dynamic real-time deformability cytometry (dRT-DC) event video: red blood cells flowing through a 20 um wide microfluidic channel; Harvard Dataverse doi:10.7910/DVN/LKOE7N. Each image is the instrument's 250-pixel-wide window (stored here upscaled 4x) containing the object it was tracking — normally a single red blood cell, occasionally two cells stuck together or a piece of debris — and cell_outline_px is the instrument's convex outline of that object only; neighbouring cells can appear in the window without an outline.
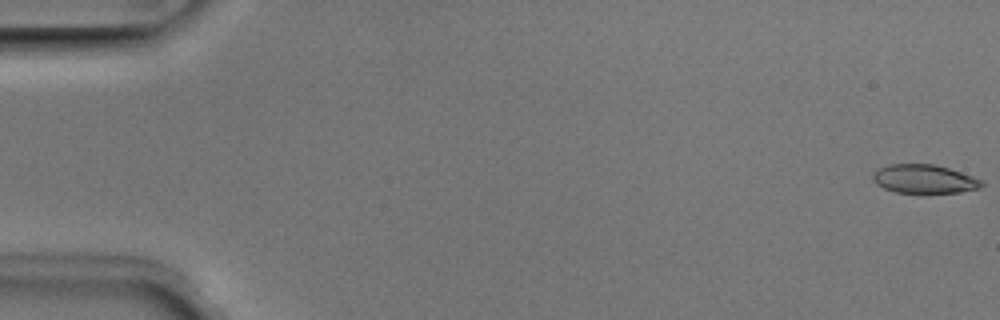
{"species": "Egyptian fruit bat (a non-hibernating species)", "species_latin": "Rousettus aegyptiacus", "temperature_condition": "room temperature", "stored_images_in_passage": 51, "camera_frame_rate_fps": 3000, "um_per_image_px": 0.085, "animal": {"sex": "male"}, "frame": {"image": 1, "passage_image": 1, "time_ms": 0.0, "image_size_px": [1000, 320], "cell_outline_px": [[984, 184], [980, 188], [960, 192], [896, 192], [884, 188], [876, 184], [872, 180], [872, 172], [888, 164], [932, 164], [948, 168], [972, 176], [980, 180]], "centroid_in_image_um": [78.51, 15.2], "position_along_channel_um": 6.5, "area_um2": 17.98}}
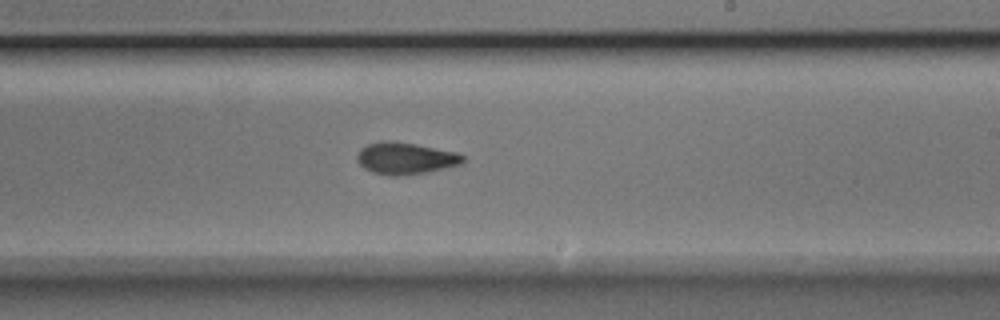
{"frame": {"image": 2, "passage_image": 31, "time_ms": 10.0, "image_size_px": [1000, 320], "cell_outline_px": [[464, 160], [460, 164], [428, 172], [396, 176], [388, 176], [372, 172], [364, 168], [356, 160], [356, 156], [360, 148], [368, 144], [384, 140], [392, 140], [416, 144], [456, 152], [464, 156]], "centroid_in_image_um": [34.42, 13.45], "position_along_channel_um": 254.6, "area_um2": 19.71}}
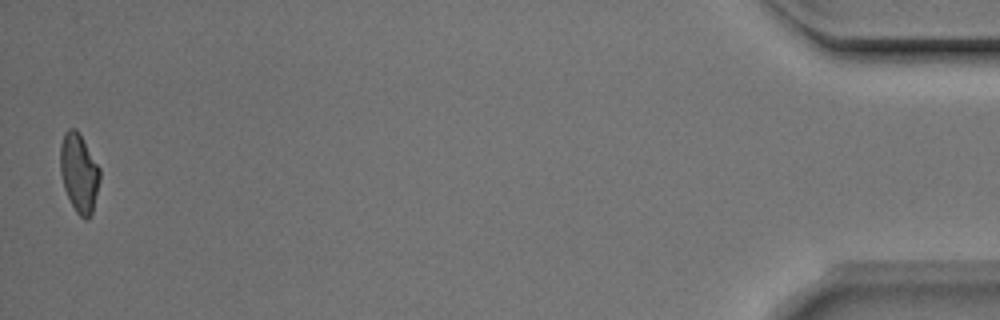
{"frame": {"image": 3, "passage_image": 51, "time_ms": 16.667, "image_size_px": [1000, 320], "cell_outline_px": [[100, 180], [92, 212], [88, 220], [84, 220], [76, 212], [64, 188], [60, 172], [60, 144], [64, 132], [68, 128], [76, 128], [100, 168]], "centroid_in_image_um": [6.71, 14.69], "position_along_channel_um": 428.5, "area_um2": 18.15}, "authors_computed_cell_mechanics": {"area_um2": 19.074, "velocity_mm_per_s": 3.9878, "shape_relaxation_time_tau1_ms": 5.1674, "shape_relaxation_time_tau2_ms": 2.5712, "deformation_change_tau1": 0.1463, "deformation_change_tau2": 0.0824}}